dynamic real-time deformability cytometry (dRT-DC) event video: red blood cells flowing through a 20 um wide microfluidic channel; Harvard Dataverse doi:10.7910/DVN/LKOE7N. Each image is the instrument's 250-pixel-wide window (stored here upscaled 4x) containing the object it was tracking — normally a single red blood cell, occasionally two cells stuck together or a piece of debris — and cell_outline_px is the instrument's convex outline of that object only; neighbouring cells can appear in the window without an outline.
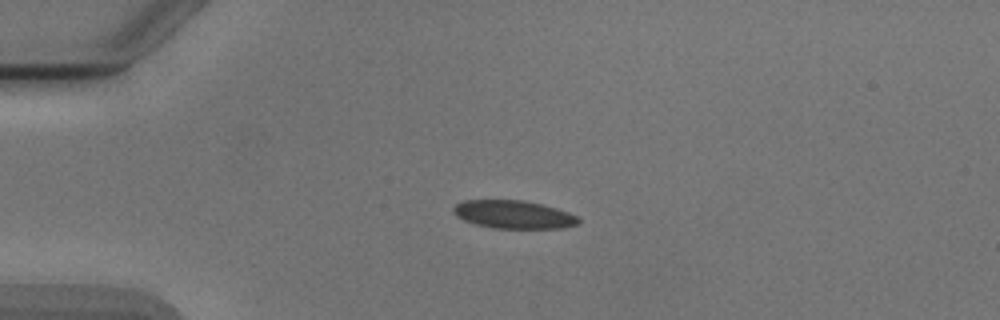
{"species": "Egyptian fruit bat (a non-hibernating species)", "species_latin": "Rousettus aegyptiacus", "temperature_condition": "cold", "stored_images_in_passage": 5, "camera_frame_rate_fps": 3000, "um_per_image_px": 0.085, "animal": {"sex": "male"}, "frame": {"image": 1, "passage_image": 3, "time_ms": 2.333, "image_size_px": [1000, 320], "cell_outline_px": [[580, 224], [564, 228], [492, 228], [476, 224], [464, 220], [456, 216], [452, 212], [452, 208], [456, 204], [464, 200], [524, 200], [556, 208], [580, 216]], "centroid_in_image_um": [43.68, 18.23], "position_along_channel_um": 41.3, "area_um2": 20.63}}
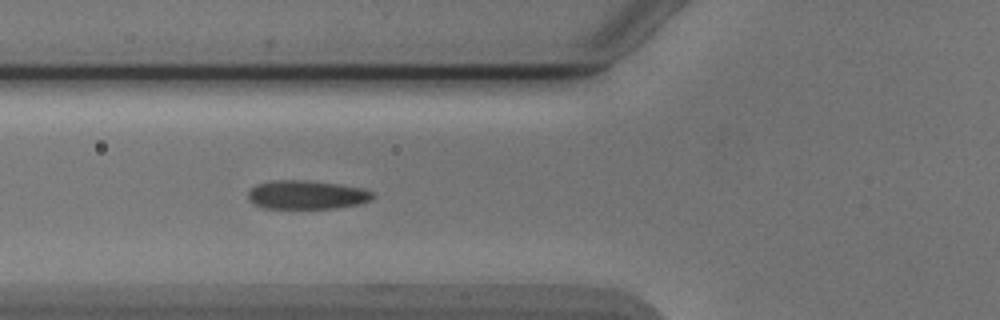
{"frame": {"image": 2, "passage_image": 5, "time_ms": 4.667, "image_size_px": [1000, 320], "cell_outline_px": [[376, 196], [372, 200], [360, 204], [336, 208], [264, 208], [252, 204], [248, 200], [248, 192], [256, 184], [272, 180], [308, 180], [340, 184], [364, 188], [372, 192]], "centroid_in_image_um": [26.08, 16.55], "position_along_channel_um": 99.7, "area_um2": 21.21}}